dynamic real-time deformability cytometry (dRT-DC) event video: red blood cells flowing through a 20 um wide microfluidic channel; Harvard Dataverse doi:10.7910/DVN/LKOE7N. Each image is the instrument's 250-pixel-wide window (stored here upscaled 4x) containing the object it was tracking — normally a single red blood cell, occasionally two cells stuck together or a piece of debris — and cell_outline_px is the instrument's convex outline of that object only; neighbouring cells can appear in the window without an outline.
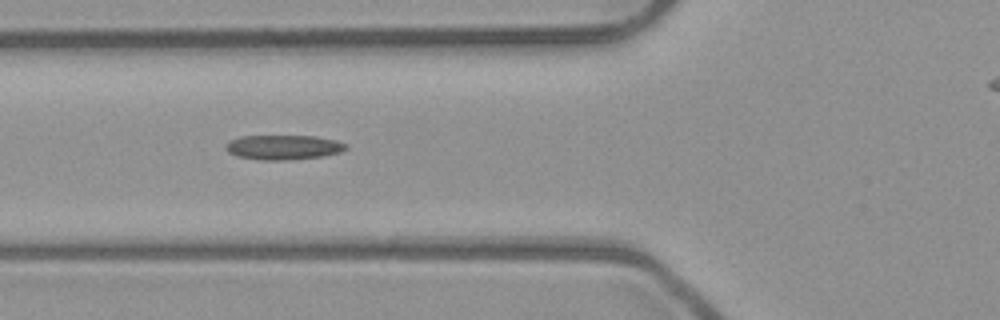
{"species": "common noctule bat (a hibernating species)", "species_latin": "Nyctalus noctula", "temperature_condition": "room temperature", "stored_images_in_passage": 8, "camera_frame_rate_fps": 3000, "um_per_image_px": 0.085, "animal": {"sex": "male", "body_mass_g": 23.1, "forearm_length_mm": 52.7}, "frame": {"image": 1, "passage_image": 6, "time_ms": 1.667, "image_size_px": [1000, 320], "cell_outline_px": [[348, 148], [340, 152], [324, 156], [284, 160], [260, 160], [236, 156], [228, 152], [224, 148], [232, 140], [240, 136], [316, 136], [336, 140], [344, 144]], "centroid_in_image_um": [24.09, 12.52], "position_along_channel_um": 101.7, "area_um2": 17.17}}
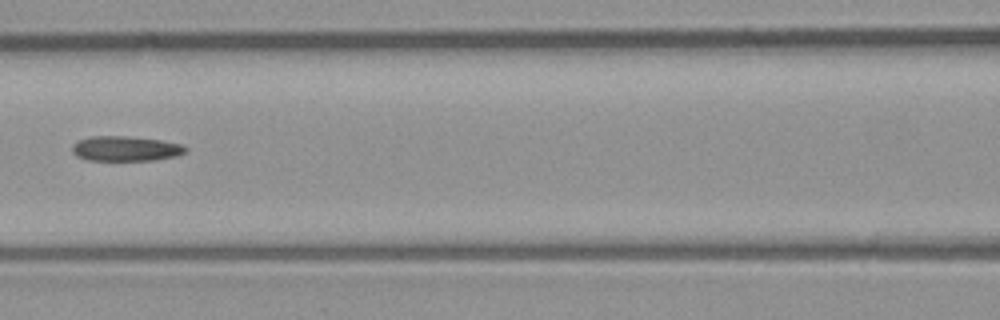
{"frame": {"image": 2, "passage_image": 7, "time_ms": 2.0, "image_size_px": [1000, 320], "cell_outline_px": [[188, 148], [184, 152], [176, 156], [152, 160], [88, 160], [76, 156], [72, 152], [72, 144], [76, 140], [92, 136], [124, 136], [160, 140], [184, 144]], "centroid_in_image_um": [10.65, 12.62], "position_along_channel_um": 156.0, "area_um2": 16.53}}
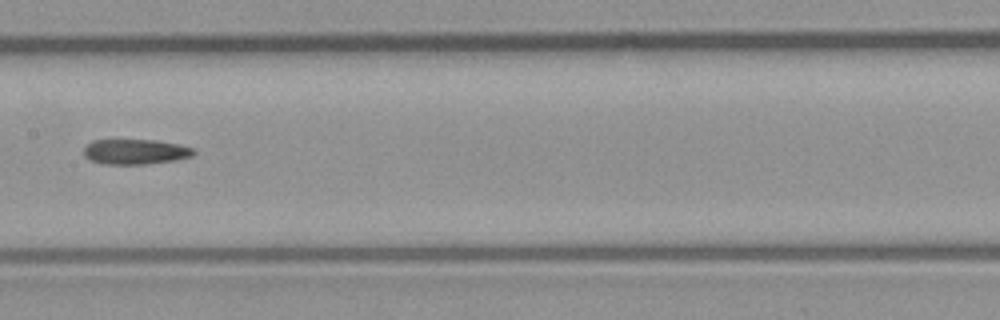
{"frame": {"image": 3, "passage_image": 8, "time_ms": 2.333, "image_size_px": [1000, 320], "cell_outline_px": [[196, 152], [192, 156], [176, 160], [144, 164], [100, 164], [88, 160], [84, 156], [84, 148], [92, 140], [156, 140], [180, 144], [192, 148]], "centroid_in_image_um": [11.48, 12.9], "position_along_channel_um": 195.9, "area_um2": 16.24}}